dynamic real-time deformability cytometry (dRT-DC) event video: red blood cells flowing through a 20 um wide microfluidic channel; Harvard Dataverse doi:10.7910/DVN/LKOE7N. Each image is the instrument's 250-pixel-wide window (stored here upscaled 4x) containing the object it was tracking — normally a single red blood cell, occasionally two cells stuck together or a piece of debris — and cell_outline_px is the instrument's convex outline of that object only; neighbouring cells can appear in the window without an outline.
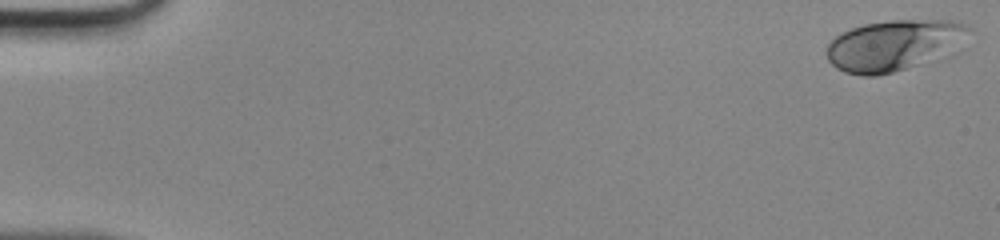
{"species": "human", "species_latin": "Homo sapiens", "temperature_condition": "room temperature", "stored_images_in_passage": 8, "camera_frame_rate_fps": 3000, "um_per_image_px": 0.085, "donor": {"sex": "male"}, "frame": {"image": 1, "passage_image": 1, "time_ms": 0.0, "image_size_px": [1000, 240], "cell_outline_px": [[972, 28], [952, 56], [948, 60], [876, 76], [864, 76], [844, 72], [836, 68], [828, 60], [828, 44], [836, 36], [852, 28], [864, 24], [892, 20], [952, 20], [968, 24]], "centroid_in_image_um": [76.13, 3.88], "position_along_channel_um": 8.9, "area_um2": 43.47}}